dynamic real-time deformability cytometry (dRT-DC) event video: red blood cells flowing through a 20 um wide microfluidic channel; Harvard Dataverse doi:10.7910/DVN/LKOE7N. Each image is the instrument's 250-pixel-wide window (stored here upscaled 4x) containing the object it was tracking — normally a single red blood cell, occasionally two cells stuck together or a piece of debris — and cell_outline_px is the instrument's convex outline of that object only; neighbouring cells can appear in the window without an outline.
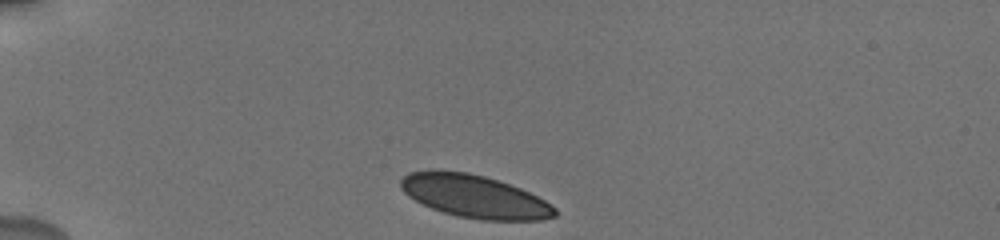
{"species": "human", "species_latin": "Homo sapiens", "temperature_condition": "cold", "stored_images_in_passage": 38, "camera_frame_rate_fps": 3000, "um_per_image_px": 0.085, "donor": {"sex": "male"}, "frame": {"image": 1, "passage_image": 1, "time_ms": 0.0, "image_size_px": [1000, 240], "cell_outline_px": [[556, 216], [540, 220], [480, 220], [456, 216], [432, 208], [408, 196], [400, 188], [400, 180], [408, 172], [468, 172], [484, 176], [520, 188], [544, 200], [556, 208]], "centroid_in_image_um": [40.36, 16.72], "position_along_channel_um": 44.6, "area_um2": 37.74}}
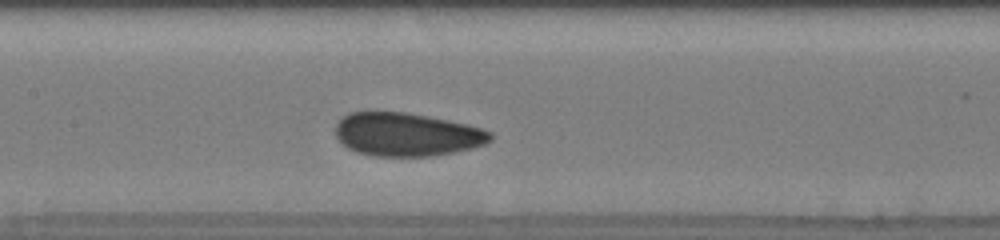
{"frame": {"image": 2, "passage_image": 16, "time_ms": 4.667, "image_size_px": [1000, 240], "cell_outline_px": [[492, 140], [484, 144], [472, 148], [432, 156], [376, 156], [356, 152], [348, 148], [336, 136], [336, 124], [348, 112], [404, 112], [428, 116], [468, 124], [492, 132]], "centroid_in_image_um": [34.58, 11.43], "position_along_channel_um": 172.8, "area_um2": 38.96}}
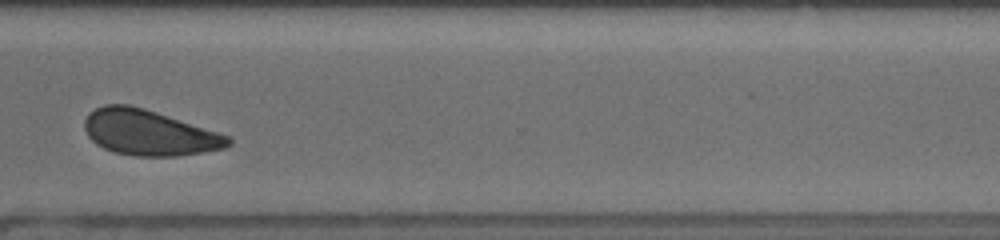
{"frame": {"image": 3, "passage_image": 28, "time_ms": 9.667, "image_size_px": [1000, 240], "cell_outline_px": [[232, 144], [224, 148], [204, 152], [180, 156], [132, 156], [116, 152], [104, 148], [96, 144], [88, 136], [84, 128], [84, 120], [88, 112], [104, 104], [128, 104], [144, 108], [220, 132], [232, 136]], "centroid_in_image_um": [12.69, 11.27], "position_along_channel_um": 357.9, "area_um2": 38.44}, "authors_computed_cell_mechanics": {"area_um2": 38.8994, "velocity_mm_per_s": 3.6961, "shape_relaxation_time_tau1_ms": 4.0301, "shape_relaxation_time_tau2_ms": 0.9065, "deformation_change_tau1": 0.0679, "deformation_change_tau2": 0.054}}